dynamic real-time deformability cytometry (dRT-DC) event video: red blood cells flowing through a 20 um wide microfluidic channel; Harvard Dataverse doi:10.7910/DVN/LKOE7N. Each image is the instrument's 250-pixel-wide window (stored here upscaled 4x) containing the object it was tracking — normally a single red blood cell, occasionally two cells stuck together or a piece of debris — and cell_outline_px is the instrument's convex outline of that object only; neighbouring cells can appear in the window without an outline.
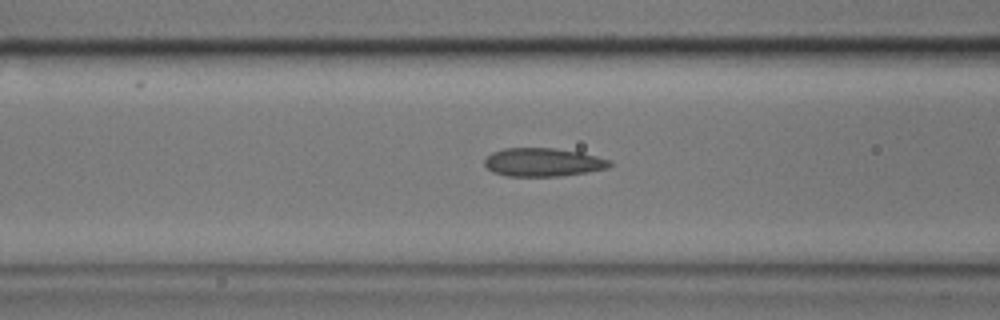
{"species": "common noctule bat (a hibernating species)", "species_latin": "Nyctalus noctula", "temperature_condition": "cold", "stored_images_in_passage": 46, "camera_frame_rate_fps": 3000, "um_per_image_px": 0.085, "animal": {"sex": "male", "body_mass_g": 17.9}, "frame": {"image": 1, "passage_image": 22, "time_ms": 7.0, "image_size_px": [1000, 320], "cell_outline_px": [[612, 164], [608, 168], [588, 172], [560, 176], [508, 176], [492, 172], [484, 164], [484, 160], [492, 152], [504, 148], [556, 148], [580, 152], [612, 160]], "centroid_in_image_um": [46.17, 13.79], "position_along_channel_um": 120.4, "area_um2": 20.81}}
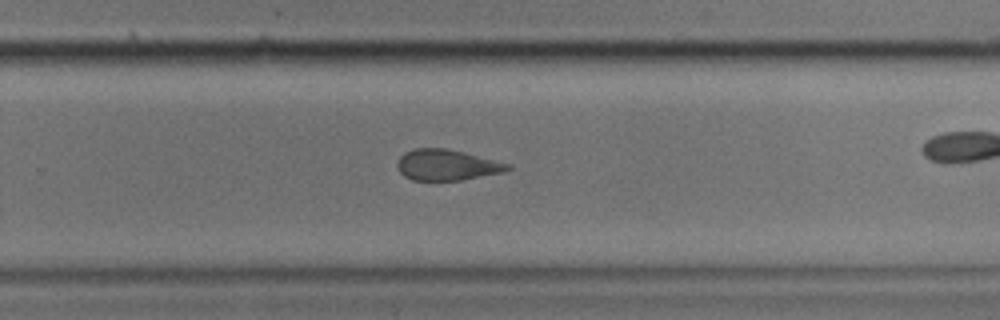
{"frame": {"image": 2, "passage_image": 37, "time_ms": 12.0, "image_size_px": [1000, 320], "cell_outline_px": [[512, 168], [504, 172], [460, 180], [412, 180], [404, 176], [400, 172], [396, 164], [400, 156], [404, 152], [416, 148], [444, 148], [464, 152], [512, 164]], "centroid_in_image_um": [37.99, 14.02], "position_along_channel_um": 291.8, "area_um2": 19.88}}
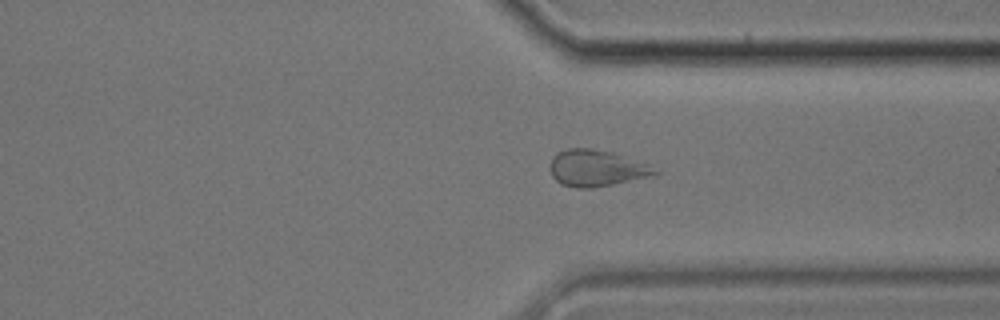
{"frame": {"image": 3, "passage_image": 43, "time_ms": 14.0, "image_size_px": [1000, 320], "cell_outline_px": [[660, 172], [648, 176], [612, 184], [592, 188], [576, 188], [560, 184], [552, 176], [548, 168], [552, 156], [556, 152], [568, 148], [592, 148], [608, 152], [648, 164], [660, 168]], "centroid_in_image_um": [50.63, 14.29], "position_along_channel_um": 360.8, "area_um2": 22.2}}